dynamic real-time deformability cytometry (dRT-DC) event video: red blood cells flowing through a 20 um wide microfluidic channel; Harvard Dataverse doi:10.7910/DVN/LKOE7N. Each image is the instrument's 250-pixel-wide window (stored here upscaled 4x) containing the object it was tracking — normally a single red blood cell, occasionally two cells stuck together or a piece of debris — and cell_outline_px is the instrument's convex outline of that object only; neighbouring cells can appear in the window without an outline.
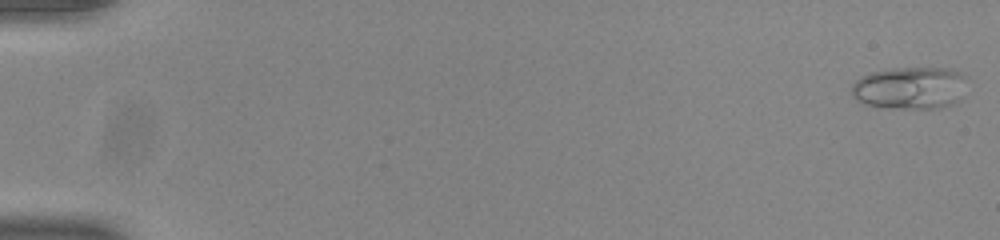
{"species": "common noctule bat (a hibernating species)", "species_latin": "Nyctalus noctula", "temperature_condition": "room temperature", "stored_images_in_passage": 50, "camera_frame_rate_fps": 3000, "um_per_image_px": 0.085, "animal": {"sex": "male", "body_mass_g": 20.0, "forearm_length_mm": 53.3}, "frame": {"image": 1, "passage_image": 1, "time_ms": 0.0, "image_size_px": [1000, 240], "cell_outline_px": [[968, 76], [960, 100], [952, 104], [936, 108], [884, 108], [864, 104], [856, 100], [852, 96], [852, 84], [860, 76], [872, 72], [892, 68], [948, 68], [960, 72]], "centroid_in_image_um": [77.35, 7.47], "position_along_channel_um": 7.6, "area_um2": 28.84}}
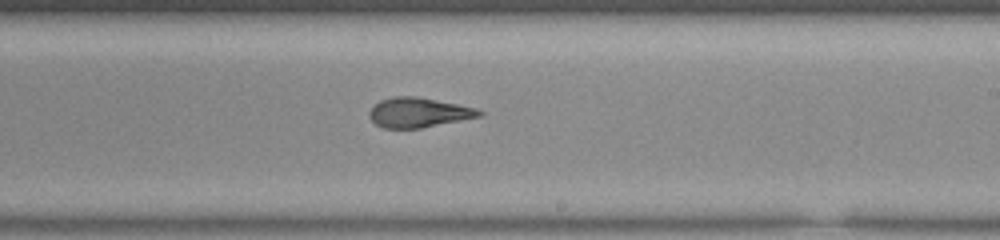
{"frame": {"image": 2, "passage_image": 33, "time_ms": 10.667, "image_size_px": [1000, 240], "cell_outline_px": [[484, 112], [480, 116], [420, 128], [384, 128], [376, 124], [368, 116], [368, 112], [380, 100], [396, 96], [416, 96], [476, 108]], "centroid_in_image_um": [35.54, 9.56], "position_along_channel_um": 253.5, "area_um2": 18.73}}
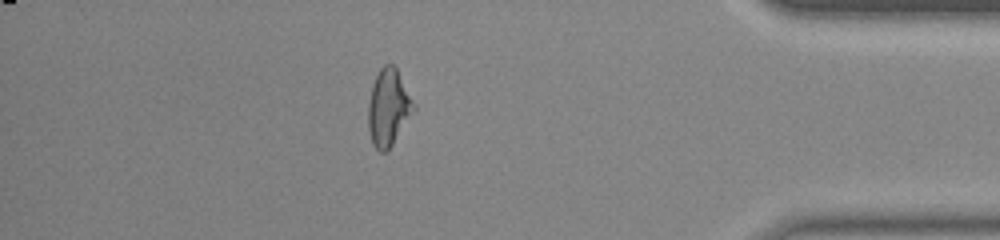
{"frame": {"image": 3, "passage_image": 47, "time_ms": 15.333, "image_size_px": [1000, 240], "cell_outline_px": [[416, 108], [388, 152], [380, 152], [372, 144], [368, 128], [368, 104], [372, 84], [380, 68], [384, 64], [392, 64], [396, 68], [416, 104]], "centroid_in_image_um": [33.02, 9.16], "position_along_channel_um": 402.2, "area_um2": 20.52}}